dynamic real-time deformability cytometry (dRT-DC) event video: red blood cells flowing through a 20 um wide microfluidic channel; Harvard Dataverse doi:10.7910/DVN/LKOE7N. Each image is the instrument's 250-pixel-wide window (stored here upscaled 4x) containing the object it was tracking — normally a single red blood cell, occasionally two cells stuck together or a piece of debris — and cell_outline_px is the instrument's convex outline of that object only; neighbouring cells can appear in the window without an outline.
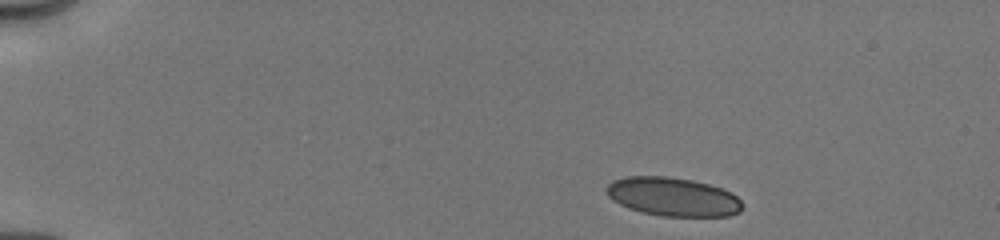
{"species": "human", "species_latin": "Homo sapiens", "temperature_condition": "cold", "stored_images_in_passage": 35, "camera_frame_rate_fps": 3000, "um_per_image_px": 0.085, "donor": {"sex": "male"}, "frame": {"image": 1, "passage_image": 1, "time_ms": 0.0, "image_size_px": [1000, 240], "cell_outline_px": [[744, 204], [740, 212], [728, 216], [664, 216], [644, 212], [628, 208], [612, 200], [608, 196], [604, 188], [612, 180], [624, 176], [668, 176], [692, 180], [724, 188], [732, 192]], "centroid_in_image_um": [57.2, 16.71], "position_along_channel_um": 27.8, "area_um2": 30.92}}
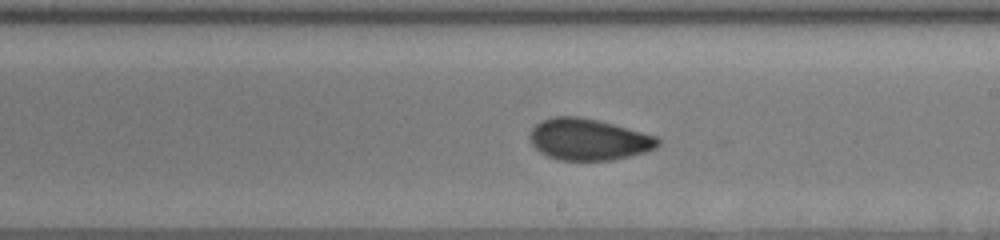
{"frame": {"image": 2, "passage_image": 20, "time_ms": 7.667, "image_size_px": [1000, 240], "cell_outline_px": [[660, 144], [656, 148], [644, 152], [612, 160], [560, 160], [548, 156], [540, 152], [532, 144], [528, 136], [532, 128], [540, 120], [552, 116], [580, 116], [600, 120], [656, 136], [660, 140]], "centroid_in_image_um": [50.0, 11.83], "position_along_channel_um": 239.0, "area_um2": 31.1}}
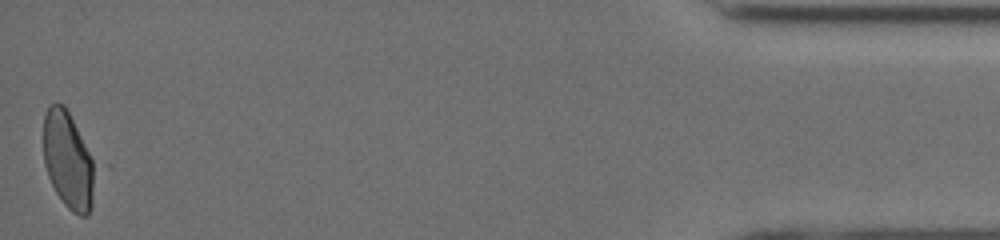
{"frame": {"image": 3, "passage_image": 35, "time_ms": 14.333, "image_size_px": [1000, 240], "cell_outline_px": [[100, 164], [92, 204], [88, 212], [84, 216], [80, 216], [72, 212], [64, 204], [56, 192], [48, 176], [44, 164], [44, 116], [48, 104], [64, 104]], "centroid_in_image_um": [5.88, 13.62], "position_along_channel_um": 429.3, "area_um2": 30.4}, "authors_computed_cell_mechanics": {"area_um2": 31.0964, "velocity_mm_per_s": 4.0167, "shape_relaxation_time_tau1_ms": null, "shape_relaxation_time_tau2_ms": 1.0524, "deformation_change_tau1": null, "deformation_change_tau2": 0.0495}}